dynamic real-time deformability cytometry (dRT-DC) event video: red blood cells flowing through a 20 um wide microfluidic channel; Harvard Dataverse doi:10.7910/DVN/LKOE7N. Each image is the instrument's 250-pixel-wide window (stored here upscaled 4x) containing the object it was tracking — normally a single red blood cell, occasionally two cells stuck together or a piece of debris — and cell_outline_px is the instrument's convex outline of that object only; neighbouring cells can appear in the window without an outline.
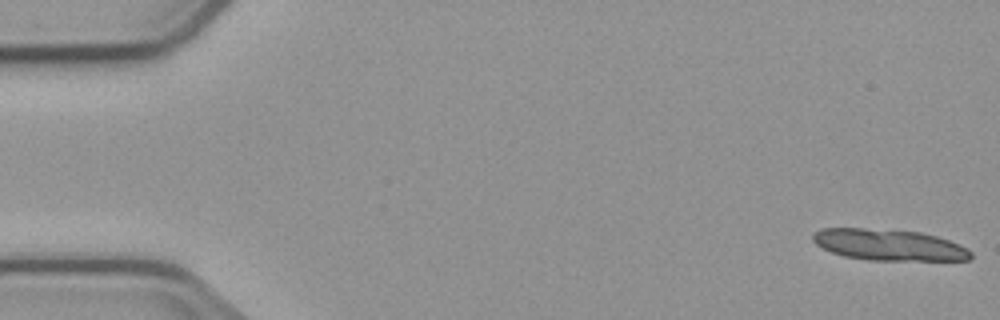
{"species": "common noctule bat (a hibernating species)", "species_latin": "Nyctalus noctula", "temperature_condition": "cold", "stored_images_in_passage": 8, "segment_of_instrument_passage": [1, 2], "camera_frame_rate_fps": 3000, "um_per_image_px": 0.085, "animal": {"sex": "male", "body_mass_g": 23.1, "forearm_length_mm": 52.7}, "frame": {"image": 1, "passage_image": 1, "time_ms": 0.0, "image_size_px": [1000, 320], "cell_outline_px": [[972, 256], [968, 260], [868, 260], [844, 256], [832, 252], [816, 244], [812, 240], [812, 232], [820, 228], [864, 228], [920, 232], [936, 236], [948, 240], [968, 248], [972, 252]], "centroid_in_image_um": [75.53, 20.81], "position_along_channel_um": 9.5, "area_um2": 28.73}}